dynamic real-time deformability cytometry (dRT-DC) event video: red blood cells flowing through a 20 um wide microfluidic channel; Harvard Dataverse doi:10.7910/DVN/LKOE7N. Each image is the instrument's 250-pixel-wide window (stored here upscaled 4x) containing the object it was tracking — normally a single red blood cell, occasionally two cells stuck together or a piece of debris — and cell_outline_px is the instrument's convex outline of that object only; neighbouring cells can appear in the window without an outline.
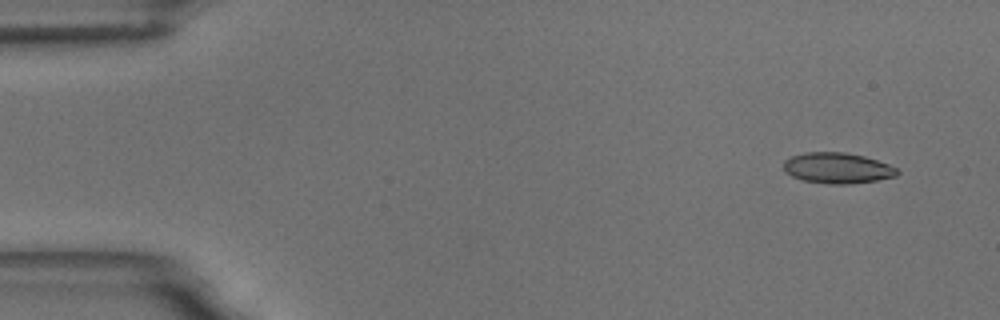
{"species": "common noctule bat (a hibernating species)", "species_latin": "Nyctalus noctula", "temperature_condition": "room temperature", "stored_images_in_passage": 9, "camera_frame_rate_fps": 3000, "um_per_image_px": 0.085, "animal": {"sex": "male", "body_mass_g": 18.8}, "frame": {"image": 1, "passage_image": 1, "time_ms": 0.0, "image_size_px": [1000, 320], "cell_outline_px": [[900, 172], [896, 176], [876, 180], [848, 184], [828, 184], [804, 180], [792, 176], [784, 172], [784, 160], [792, 156], [804, 152], [844, 152], [864, 156], [888, 164], [896, 168]], "centroid_in_image_um": [71.16, 14.28], "position_along_channel_um": 13.8, "area_um2": 20.29}}